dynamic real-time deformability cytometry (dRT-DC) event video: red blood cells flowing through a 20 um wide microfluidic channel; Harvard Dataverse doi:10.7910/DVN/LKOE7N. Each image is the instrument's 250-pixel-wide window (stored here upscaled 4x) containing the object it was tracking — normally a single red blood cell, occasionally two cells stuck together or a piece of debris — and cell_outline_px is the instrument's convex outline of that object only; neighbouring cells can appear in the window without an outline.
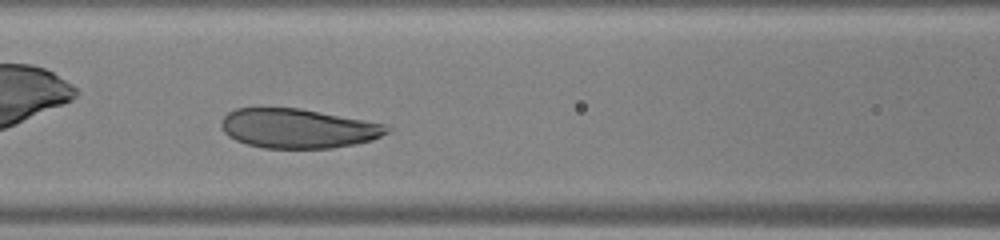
{"species": "human", "species_latin": "Homo sapiens", "temperature_condition": "warm", "stored_images_in_passage": 28, "camera_frame_rate_fps": 3000, "um_per_image_px": 0.085, "donor": {"sex": "male"}, "frame": {"image": 1, "passage_image": 10, "time_ms": 3.0, "image_size_px": [1000, 240], "cell_outline_px": [[392, 128], [388, 132], [372, 140], [356, 144], [332, 148], [264, 148], [248, 144], [236, 140], [228, 136], [224, 132], [220, 124], [224, 116], [228, 112], [236, 108], [300, 108], [384, 124]], "centroid_in_image_um": [25.32, 10.92], "position_along_channel_um": 141.3, "area_um2": 37.92}}
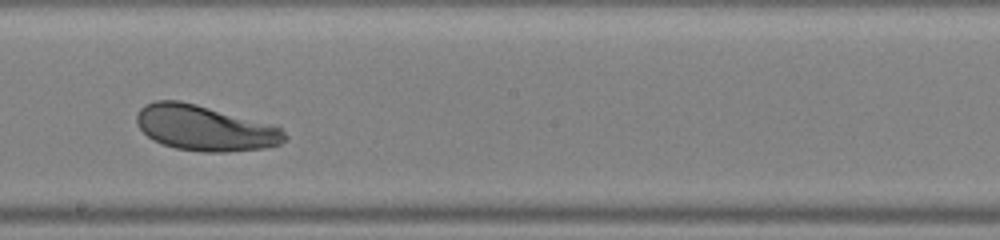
{"frame": {"image": 2, "passage_image": 16, "time_ms": 5.0, "image_size_px": [1000, 240], "cell_outline_px": [[288, 136], [280, 144], [264, 148], [228, 152], [200, 152], [176, 148], [152, 140], [136, 124], [136, 116], [140, 108], [144, 104], [156, 100], [180, 100], [196, 104], [272, 124], [280, 128]], "centroid_in_image_um": [17.39, 10.88], "position_along_channel_um": 230.8, "area_um2": 39.19}}
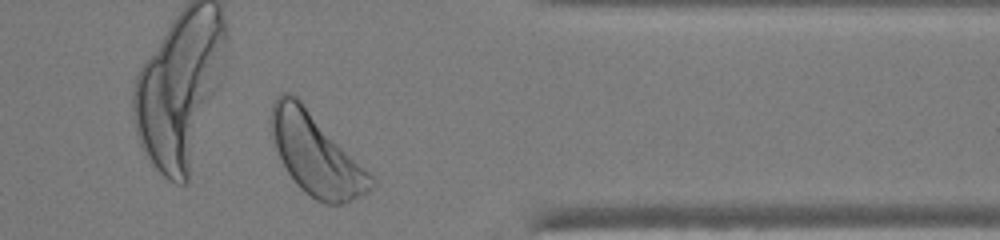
{"frame": {"image": 3, "passage_image": 27, "time_ms": 8.667, "image_size_px": [1000, 240], "cell_outline_px": [[376, 184], [368, 192], [360, 196], [340, 204], [324, 204], [316, 200], [304, 192], [296, 184], [288, 172], [276, 148], [272, 136], [272, 104], [276, 96], [284, 92], [292, 92], [300, 100], [376, 180]], "centroid_in_image_um": [26.85, 13.13], "position_along_channel_um": 384.5, "area_um2": 46.3}}